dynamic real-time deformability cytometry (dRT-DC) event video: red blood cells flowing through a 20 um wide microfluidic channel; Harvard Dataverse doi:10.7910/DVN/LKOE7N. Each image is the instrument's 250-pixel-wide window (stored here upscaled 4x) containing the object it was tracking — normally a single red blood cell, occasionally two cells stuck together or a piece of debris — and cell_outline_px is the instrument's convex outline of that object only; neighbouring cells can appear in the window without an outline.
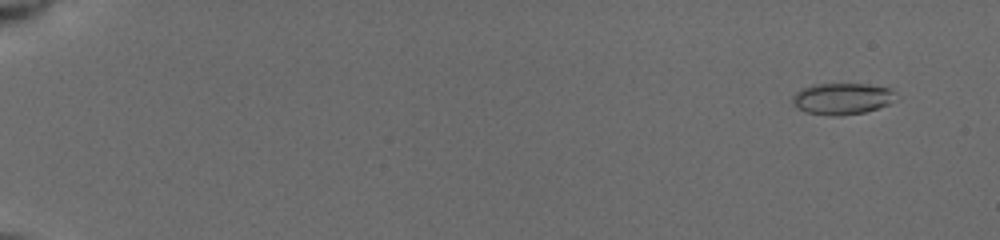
{"species": "common noctule bat (a hibernating species)", "species_latin": "Nyctalus noctula", "temperature_condition": "cold", "stored_images_in_passage": 53, "camera_frame_rate_fps": 3000, "um_per_image_px": 0.085, "animal": {"sex": "female", "body_mass_g": 19.5, "forearm_length_mm": 54.1}, "frame": {"image": 1, "passage_image": 3, "time_ms": 1.0, "image_size_px": [1000, 240], "cell_outline_px": [[900, 100], [864, 112], [840, 116], [832, 116], [804, 112], [796, 108], [792, 100], [792, 96], [800, 88], [812, 84], [868, 84], [892, 88], [900, 96]], "centroid_in_image_um": [71.63, 8.38], "position_along_channel_um": 13.4, "area_um2": 19.48}}
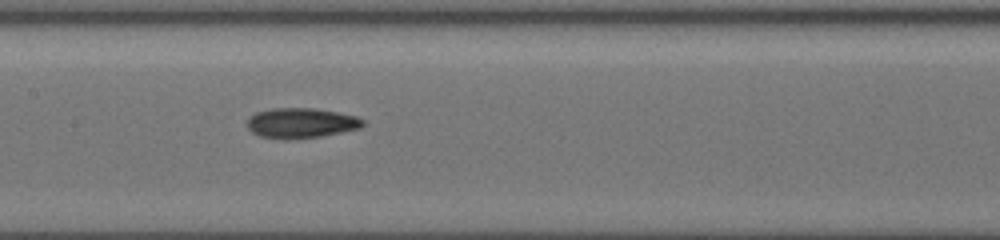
{"frame": {"image": 2, "passage_image": 24, "time_ms": 9.667, "image_size_px": [1000, 240], "cell_outline_px": [[364, 124], [360, 128], [320, 136], [284, 140], [260, 136], [252, 132], [248, 128], [248, 116], [256, 112], [272, 108], [312, 108], [336, 112], [356, 116], [364, 120]], "centroid_in_image_um": [25.55, 10.45], "position_along_channel_um": 181.8, "area_um2": 20.23}}
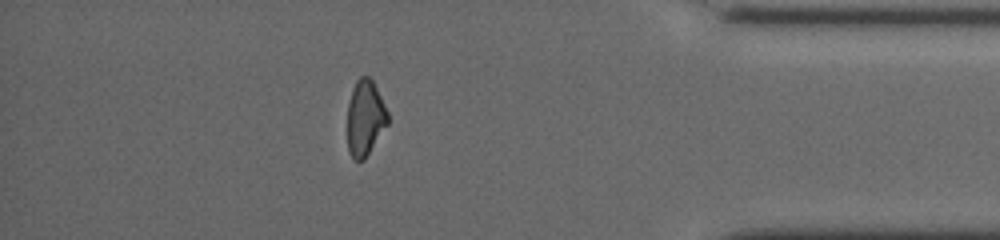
{"frame": {"image": 3, "passage_image": 46, "time_ms": 16.0, "image_size_px": [1000, 240], "cell_outline_px": [[388, 124], [364, 160], [356, 160], [348, 152], [348, 104], [352, 88], [356, 80], [360, 76], [368, 76], [372, 80], [388, 112]], "centroid_in_image_um": [31.03, 10.02], "position_along_channel_um": 404.2, "area_um2": 17.69}, "authors_computed_cell_mechanics": {"area_um2": 18.9584, "velocity_mm_per_s": 3.9408, "shape_relaxation_time_tau1_ms": 3.8008, "shape_relaxation_time_tau2_ms": 3.2228, "deformation_change_tau1": 0.111, "deformation_change_tau2": 0.1066}}